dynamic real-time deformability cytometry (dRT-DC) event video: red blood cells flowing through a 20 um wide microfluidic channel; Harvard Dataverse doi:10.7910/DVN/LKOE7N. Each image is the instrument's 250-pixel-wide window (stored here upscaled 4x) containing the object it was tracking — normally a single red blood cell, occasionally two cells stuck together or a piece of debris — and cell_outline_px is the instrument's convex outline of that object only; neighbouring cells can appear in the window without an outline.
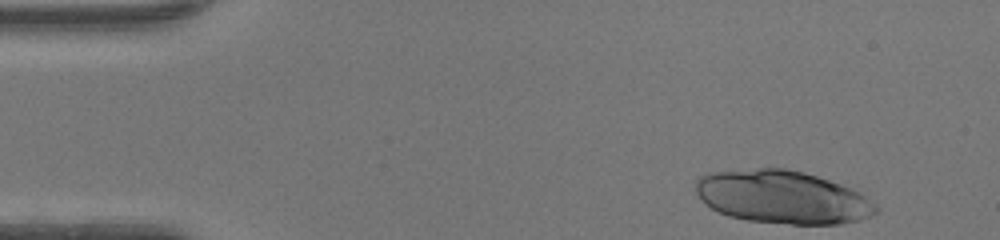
{"species": "human", "species_latin": "Homo sapiens", "temperature_condition": "warm", "stored_images_in_passage": 44, "camera_frame_rate_fps": 3000, "um_per_image_px": 0.085, "donor": {"sex": "female"}, "frame": {"image": 1, "passage_image": 1, "time_ms": 0.0, "image_size_px": [1000, 240], "cell_outline_px": [[880, 208], [876, 212], [860, 220], [840, 224], [792, 224], [748, 220], [728, 216], [712, 208], [696, 192], [696, 180], [700, 176], [708, 172], [756, 168], [784, 168], [804, 172], [852, 188], [860, 192], [876, 204]], "centroid_in_image_um": [66.53, 16.74], "position_along_channel_um": 18.5, "area_um2": 55.55}}